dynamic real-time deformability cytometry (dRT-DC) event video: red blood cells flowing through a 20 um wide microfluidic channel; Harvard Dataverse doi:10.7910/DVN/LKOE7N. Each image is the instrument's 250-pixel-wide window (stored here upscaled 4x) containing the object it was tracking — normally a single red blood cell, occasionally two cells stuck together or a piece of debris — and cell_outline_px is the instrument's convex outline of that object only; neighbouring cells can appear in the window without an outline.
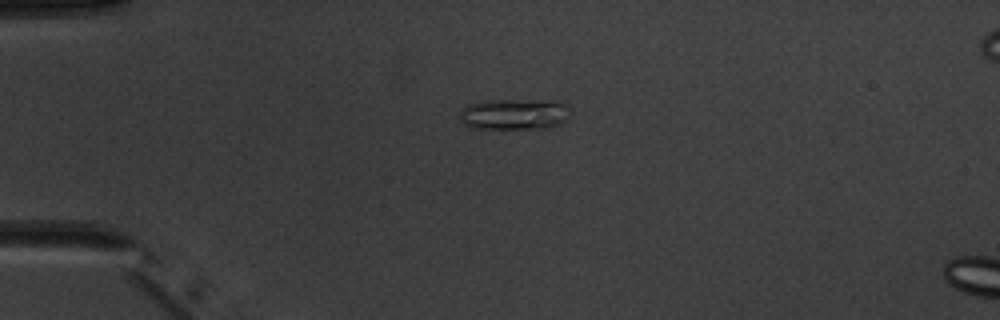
{"species": "common noctule bat (a hibernating species)", "species_latin": "Nyctalus noctula", "temperature_condition": "warm", "stored_images_in_passage": 2, "camera_frame_rate_fps": 3000, "um_per_image_px": 0.085, "animal": {"sex": "male", "body_mass_g": 20.1, "forearm_length_mm": 53.5}, "frame": {"image": 1, "passage_image": 1, "time_ms": 0.0, "image_size_px": [1000, 320], "cell_outline_px": [[572, 112], [560, 124], [548, 128], [468, 128], [460, 120], [460, 108], [468, 104], [480, 100], [516, 100], [564, 104]], "centroid_in_image_um": [43.6, 9.72], "position_along_channel_um": 41.4, "area_um2": 19.71}}